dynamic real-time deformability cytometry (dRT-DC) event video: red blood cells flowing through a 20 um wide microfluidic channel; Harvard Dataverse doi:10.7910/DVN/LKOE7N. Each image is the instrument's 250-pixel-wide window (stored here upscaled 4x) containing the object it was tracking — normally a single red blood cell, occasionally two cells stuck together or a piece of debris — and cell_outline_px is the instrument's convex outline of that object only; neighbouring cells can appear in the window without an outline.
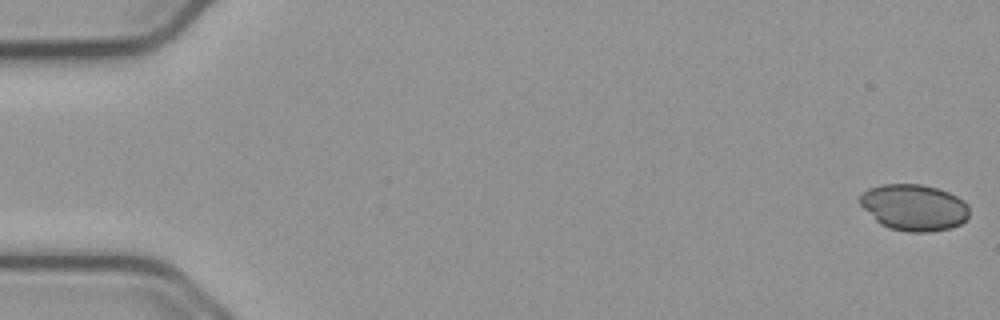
{"species": "common noctule bat (a hibernating species)", "species_latin": "Nyctalus noctula", "temperature_condition": "cold", "stored_images_in_passage": 55, "camera_frame_rate_fps": 3000, "um_per_image_px": 0.085, "animal": {"sex": "male", "body_mass_g": 23.1, "forearm_length_mm": 52.7}, "frame": {"image": 1, "passage_image": 1, "time_ms": 0.0, "image_size_px": [1000, 320], "cell_outline_px": [[968, 216], [960, 224], [948, 228], [932, 232], [908, 232], [888, 228], [880, 224], [860, 204], [860, 196], [868, 188], [880, 184], [920, 184], [936, 188], [948, 192], [964, 200], [968, 204]], "centroid_in_image_um": [77.68, 17.63], "position_along_channel_um": 7.3, "area_um2": 29.48}}